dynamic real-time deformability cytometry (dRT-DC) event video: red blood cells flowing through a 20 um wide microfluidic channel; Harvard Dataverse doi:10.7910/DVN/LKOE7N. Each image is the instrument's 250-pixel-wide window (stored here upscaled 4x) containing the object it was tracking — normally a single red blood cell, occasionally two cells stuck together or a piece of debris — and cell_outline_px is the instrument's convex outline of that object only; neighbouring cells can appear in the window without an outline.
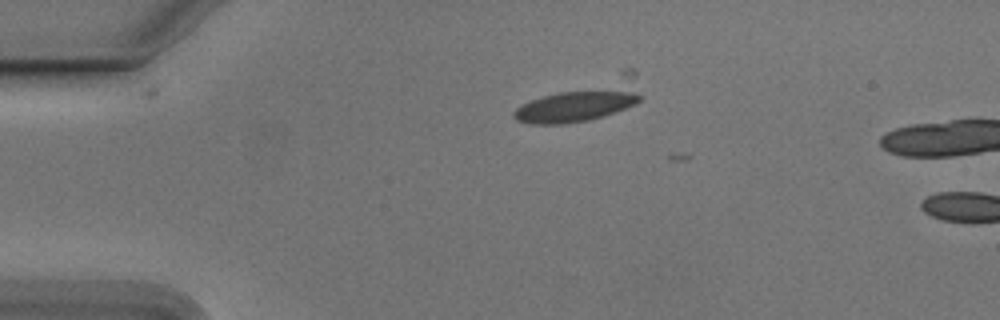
{"species": "Egyptian fruit bat (a non-hibernating species)", "species_latin": "Rousettus aegyptiacus", "temperature_condition": "cold", "stored_images_in_passage": 4, "camera_frame_rate_fps": 3000, "um_per_image_px": 0.085, "animal": {"sex": "male"}, "frame": {"image": 1, "passage_image": 2, "time_ms": 0.333, "image_size_px": [1000, 320], "cell_outline_px": [[644, 96], [636, 104], [616, 112], [604, 116], [588, 120], [560, 124], [528, 124], [516, 120], [512, 116], [512, 112], [516, 108], [532, 100], [544, 96], [560, 92], [620, 88], [624, 88]], "centroid_in_image_um": [48.91, 9.02], "position_along_channel_um": 36.1, "area_um2": 22.83}}